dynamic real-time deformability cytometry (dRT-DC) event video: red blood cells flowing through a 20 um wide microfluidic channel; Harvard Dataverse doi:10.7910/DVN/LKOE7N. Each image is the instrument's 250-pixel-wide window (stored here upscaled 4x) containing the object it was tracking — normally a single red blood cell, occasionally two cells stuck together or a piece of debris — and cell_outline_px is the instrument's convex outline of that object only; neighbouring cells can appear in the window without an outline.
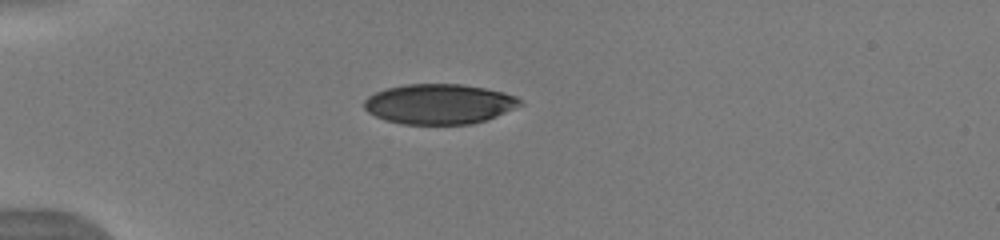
{"species": "human", "species_latin": "Homo sapiens", "temperature_condition": "warm", "stored_images_in_passage": 38, "camera_frame_rate_fps": 3000, "um_per_image_px": 0.085, "donor": {"sex": "male"}, "frame": {"image": 1, "passage_image": 1, "time_ms": 0.0, "image_size_px": [1000, 240], "cell_outline_px": [[524, 104], [496, 116], [472, 124], [404, 124], [384, 120], [368, 112], [364, 108], [364, 100], [368, 96], [376, 92], [388, 88], [408, 84], [460, 84], [484, 88], [504, 92], [516, 96], [524, 100]], "centroid_in_image_um": [37.35, 8.84], "position_along_channel_um": 47.6, "area_um2": 36.41}}
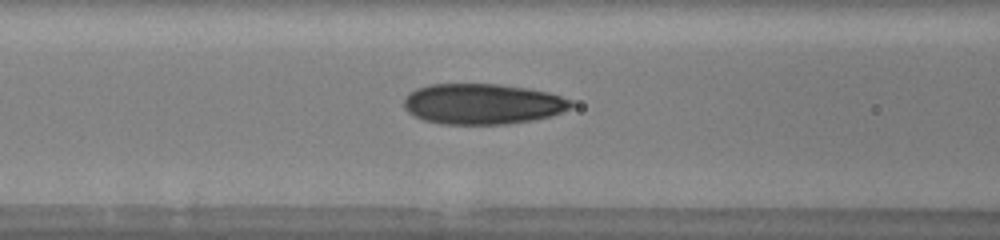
{"frame": {"image": 2, "passage_image": 9, "time_ms": 2.667, "image_size_px": [1000, 240], "cell_outline_px": [[576, 104], [560, 112], [548, 116], [532, 120], [504, 124], [440, 124], [424, 120], [408, 112], [404, 108], [404, 96], [408, 92], [416, 88], [428, 84], [500, 84], [528, 88], [548, 92], [572, 100]], "centroid_in_image_um": [40.98, 8.82], "position_along_channel_um": 125.6, "area_um2": 39.65}}
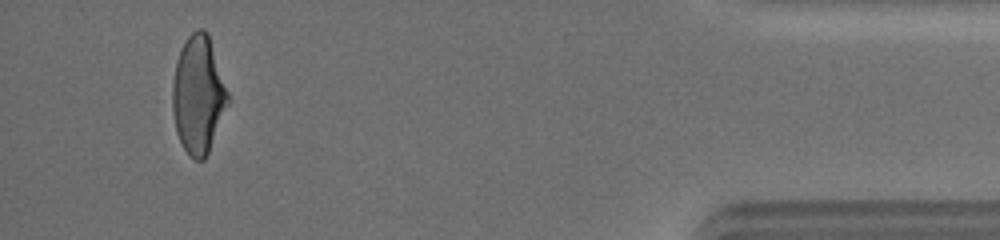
{"frame": {"image": 3, "passage_image": 35, "time_ms": 11.333, "image_size_px": [1000, 240], "cell_outline_px": [[228, 104], [208, 152], [204, 160], [196, 160], [188, 156], [176, 132], [172, 108], [172, 84], [176, 60], [188, 36], [196, 28], [204, 28], [208, 32], [228, 92]], "centroid_in_image_um": [16.84, 8.05], "position_along_channel_um": 418.4, "area_um2": 37.8}, "authors_computed_cell_mechanics": {"area_um2": 37.9168, "velocity_mm_per_s": 4.0033, "shape_relaxation_time_tau1_ms": 5.9578, "shape_relaxation_time_tau2_ms": 1.1732, "deformation_change_tau1": 0.2001, "deformation_change_tau2": 0.072}}